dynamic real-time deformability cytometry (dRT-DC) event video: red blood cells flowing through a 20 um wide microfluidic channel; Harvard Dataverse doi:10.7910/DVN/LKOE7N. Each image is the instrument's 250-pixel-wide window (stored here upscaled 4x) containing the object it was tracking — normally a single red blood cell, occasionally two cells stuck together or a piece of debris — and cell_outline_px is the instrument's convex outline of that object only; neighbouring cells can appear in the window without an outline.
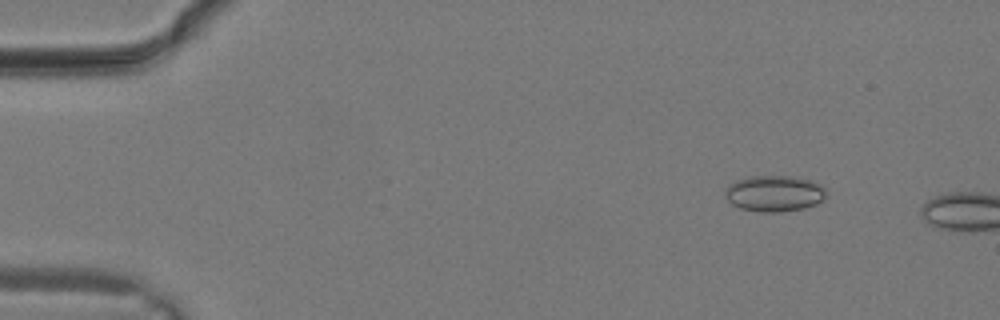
{"species": "common noctule bat (a hibernating species)", "species_latin": "Nyctalus noctula", "temperature_condition": "warm", "stored_images_in_passage": 5, "camera_frame_rate_fps": 3000, "um_per_image_px": 0.085, "animal": {"sex": "male", "body_mass_g": 19.2, "forearm_length_mm": 51.8}, "frame": {"image": 1, "passage_image": 3, "time_ms": 0.667, "image_size_px": [1000, 320], "cell_outline_px": [[824, 196], [816, 204], [804, 208], [780, 212], [760, 212], [740, 208], [732, 204], [724, 196], [724, 188], [736, 180], [748, 176], [792, 176], [812, 180], [820, 184], [824, 188]], "centroid_in_image_um": [65.77, 16.44], "position_along_channel_um": 19.2, "area_um2": 21.33}}